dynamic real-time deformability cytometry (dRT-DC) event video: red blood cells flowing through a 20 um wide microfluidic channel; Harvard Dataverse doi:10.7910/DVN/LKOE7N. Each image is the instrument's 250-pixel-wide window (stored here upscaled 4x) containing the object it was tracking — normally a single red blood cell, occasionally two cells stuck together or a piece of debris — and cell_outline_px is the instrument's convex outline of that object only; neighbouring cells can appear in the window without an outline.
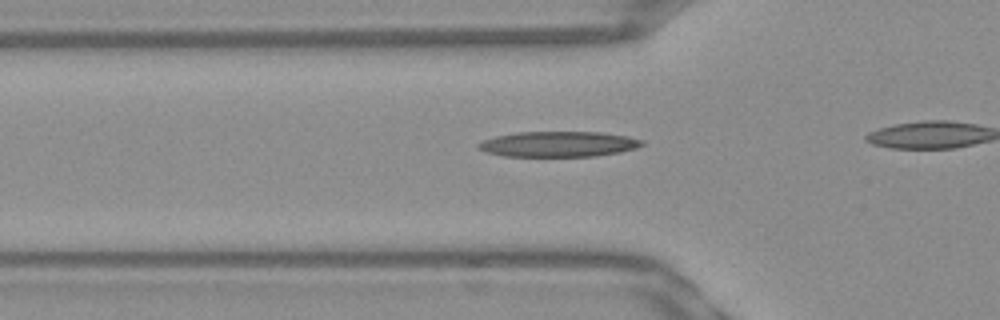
{"species": "Egyptian fruit bat (a non-hibernating species)", "species_latin": "Rousettus aegyptiacus", "temperature_condition": "warm", "stored_images_in_passage": 13, "camera_frame_rate_fps": 3000, "um_per_image_px": 0.085, "frame": {"image": 1, "passage_image": 8, "time_ms": 2.333, "image_size_px": [1000, 320], "cell_outline_px": [[644, 144], [636, 148], [620, 152], [596, 156], [504, 156], [484, 152], [476, 148], [476, 144], [484, 140], [496, 136], [516, 132], [600, 132], [628, 136], [644, 140]], "centroid_in_image_um": [47.45, 12.25], "position_along_channel_um": 78.3, "area_um2": 24.39}}
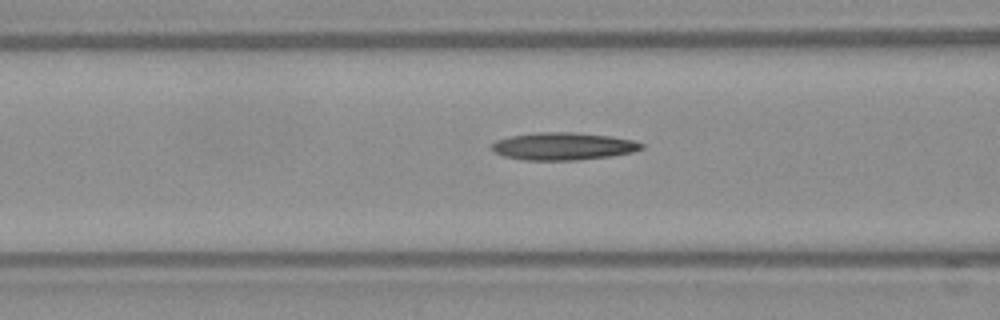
{"frame": {"image": 2, "passage_image": 11, "time_ms": 3.333, "image_size_px": [1000, 320], "cell_outline_px": [[644, 148], [632, 152], [612, 156], [576, 160], [524, 160], [504, 156], [492, 152], [492, 144], [496, 140], [508, 136], [536, 132], [576, 132], [612, 136], [632, 140], [644, 144]], "centroid_in_image_um": [47.86, 12.42], "position_along_channel_um": 118.7, "area_um2": 24.22}}